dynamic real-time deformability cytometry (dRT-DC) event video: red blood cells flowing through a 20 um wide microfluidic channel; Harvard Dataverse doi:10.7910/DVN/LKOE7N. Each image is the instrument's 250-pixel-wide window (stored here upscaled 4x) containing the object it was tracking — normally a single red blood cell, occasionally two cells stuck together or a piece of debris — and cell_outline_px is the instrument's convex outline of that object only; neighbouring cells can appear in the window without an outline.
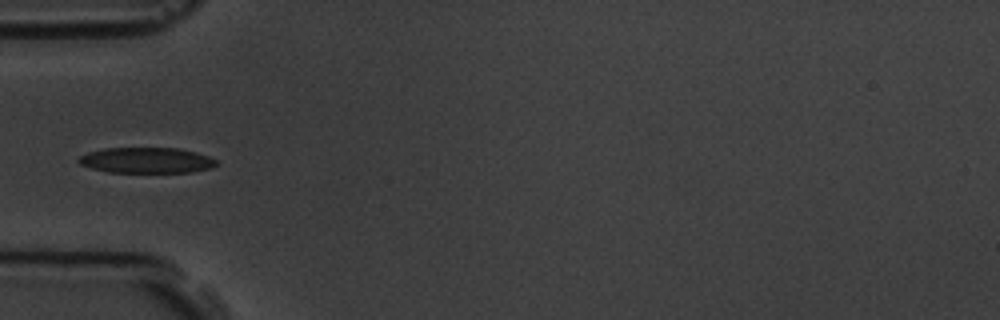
{"species": "common noctule bat (a hibernating species)", "species_latin": "Nyctalus noctula", "temperature_condition": "room temperature", "stored_images_in_passage": 8, "camera_frame_rate_fps": 3000, "um_per_image_px": 0.085, "animal": {"sex": "male", "body_mass_g": 19.5, "forearm_length_mm": 54.6}, "frame": {"image": 1, "passage_image": 6, "time_ms": 6.0, "image_size_px": [1000, 320], "cell_outline_px": [[220, 164], [212, 168], [192, 172], [108, 172], [92, 168], [80, 164], [76, 160], [80, 156], [88, 152], [104, 148], [176, 148], [196, 152], [208, 156], [216, 160]], "centroid_in_image_um": [12.47, 13.62], "position_along_channel_um": 72.5, "area_um2": 20.63}}
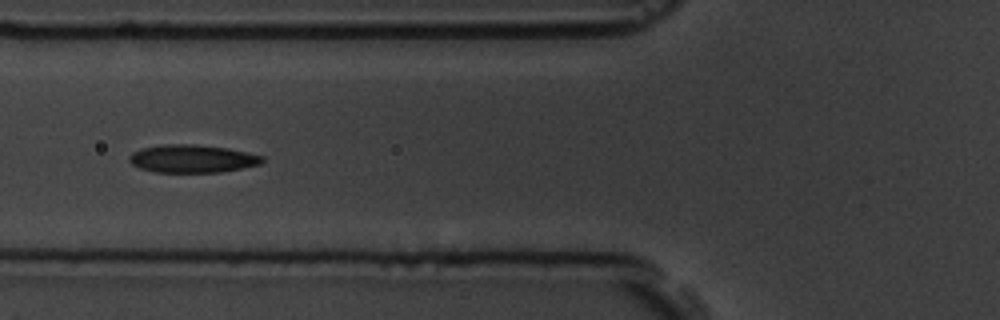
{"frame": {"image": 2, "passage_image": 7, "time_ms": 7.0, "image_size_px": [1000, 320], "cell_outline_px": [[264, 160], [260, 164], [220, 172], [156, 172], [140, 168], [132, 164], [128, 160], [128, 156], [132, 152], [140, 148], [164, 144], [196, 144], [228, 148], [248, 152], [264, 156]], "centroid_in_image_um": [16.32, 13.47], "position_along_channel_um": 109.5, "area_um2": 21.73}}
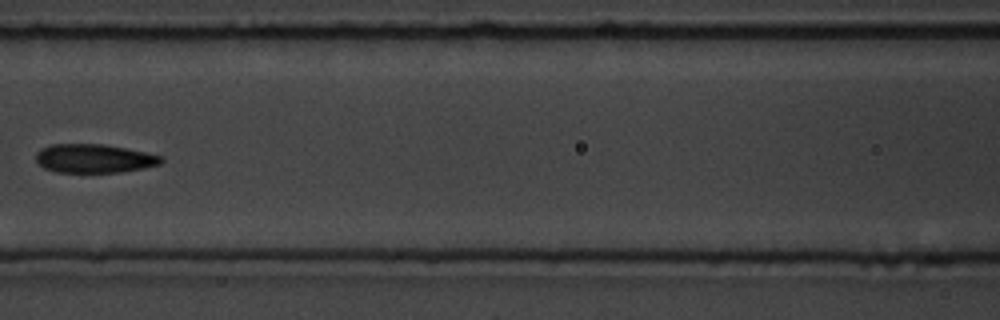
{"frame": {"image": 3, "passage_image": 8, "time_ms": 8.333, "image_size_px": [1000, 320], "cell_outline_px": [[164, 160], [160, 164], [144, 168], [120, 172], [56, 172], [44, 168], [36, 160], [36, 152], [40, 148], [52, 144], [104, 144], [164, 156]], "centroid_in_image_um": [8.0, 13.47], "position_along_channel_um": 158.6, "area_um2": 20.98}}